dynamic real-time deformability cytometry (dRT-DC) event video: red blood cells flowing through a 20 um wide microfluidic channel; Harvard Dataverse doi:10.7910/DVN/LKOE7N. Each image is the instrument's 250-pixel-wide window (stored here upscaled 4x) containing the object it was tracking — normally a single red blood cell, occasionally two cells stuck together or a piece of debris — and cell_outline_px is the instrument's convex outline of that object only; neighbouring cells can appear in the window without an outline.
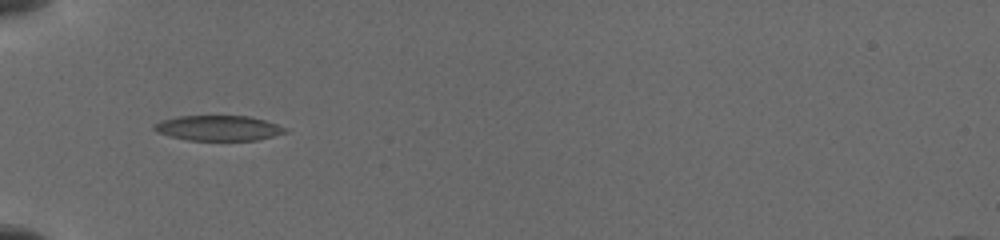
{"species": "common noctule bat (a hibernating species)", "species_latin": "Nyctalus noctula", "temperature_condition": "cold", "stored_images_in_passage": 10, "camera_frame_rate_fps": 3000, "um_per_image_px": 0.085, "animal": {"sex": "female", "body_mass_g": 19.5, "forearm_length_mm": 54.1}, "frame": {"image": 1, "passage_image": 1, "time_ms": 0.0, "image_size_px": [1000, 240], "cell_outline_px": [[288, 132], [256, 140], [188, 140], [156, 132], [152, 128], [152, 124], [160, 120], [176, 116], [248, 116], [264, 120], [288, 128]], "centroid_in_image_um": [18.53, 10.88], "position_along_channel_um": 66.5, "area_um2": 19.25}}
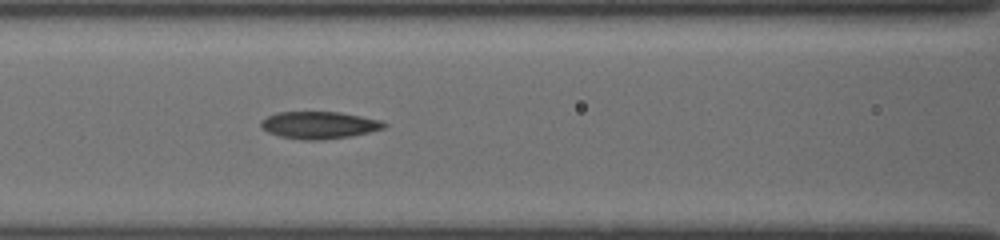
{"frame": {"image": 2, "passage_image": 7, "time_ms": 2.0, "image_size_px": [1000, 240], "cell_outline_px": [[388, 124], [384, 128], [352, 136], [320, 140], [304, 140], [280, 136], [268, 132], [260, 128], [260, 120], [276, 112], [340, 112], [380, 120]], "centroid_in_image_um": [27.09, 10.63], "position_along_channel_um": 139.5, "area_um2": 19.54}}
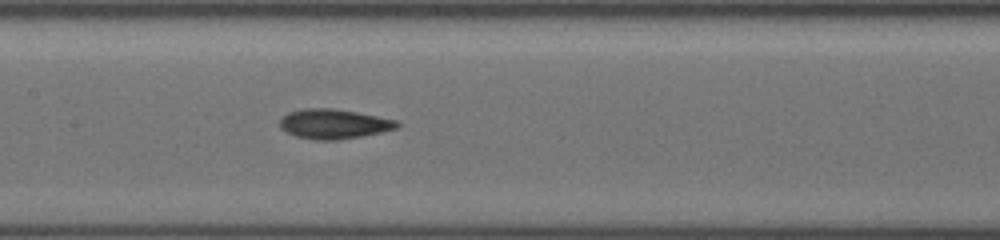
{"frame": {"image": 3, "passage_image": 10, "time_ms": 3.0, "image_size_px": [1000, 240], "cell_outline_px": [[400, 128], [360, 136], [336, 140], [316, 140], [296, 136], [280, 128], [280, 120], [288, 112], [308, 108], [332, 108], [356, 112], [396, 120], [400, 124]], "centroid_in_image_um": [28.38, 10.53], "position_along_channel_um": 179.0, "area_um2": 20.06}}